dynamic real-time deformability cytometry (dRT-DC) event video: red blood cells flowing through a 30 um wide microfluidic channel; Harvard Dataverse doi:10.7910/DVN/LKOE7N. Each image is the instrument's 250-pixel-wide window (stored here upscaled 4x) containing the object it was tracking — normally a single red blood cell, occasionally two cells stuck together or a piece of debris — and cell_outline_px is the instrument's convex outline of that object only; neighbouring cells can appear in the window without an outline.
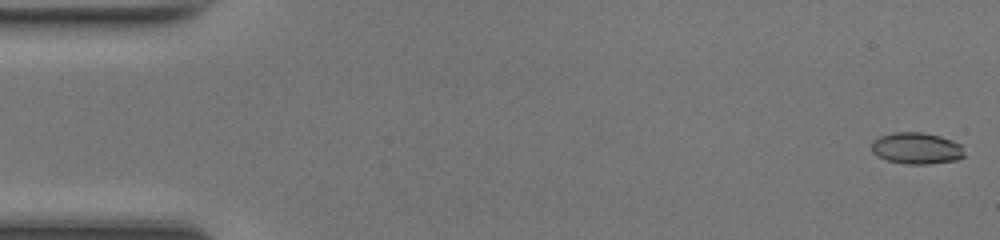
{"species": "common noctule bat (a hibernating species)", "species_latin": "Nyctalus noctula", "temperature_condition": "room temperature", "stored_images_in_passage": 48, "camera_frame_rate_fps": 3000, "um_per_image_px": 0.085, "animal": {"sex": "female", "body_mass_g": 17.0, "forearm_length_mm": 48.0}, "frame": {"image": 1, "passage_image": 1, "time_ms": 0.0, "image_size_px": [1000, 240], "cell_outline_px": [[964, 156], [956, 160], [928, 164], [904, 164], [888, 160], [872, 152], [872, 140], [880, 136], [896, 132], [924, 132], [940, 136], [952, 140], [960, 144], [964, 152]], "centroid_in_image_um": [77.91, 12.6], "position_along_channel_um": 7.1, "area_um2": 16.99}}
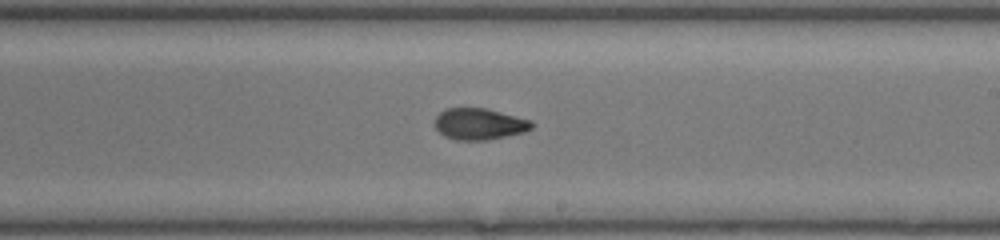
{"frame": {"image": 2, "passage_image": 28, "time_ms": 9.0, "image_size_px": [1000, 240], "cell_outline_px": [[532, 128], [524, 132], [488, 140], [456, 140], [444, 136], [436, 128], [436, 116], [444, 108], [488, 108], [532, 120]], "centroid_in_image_um": [40.75, 10.53], "position_along_channel_um": 248.2, "area_um2": 17.8}}
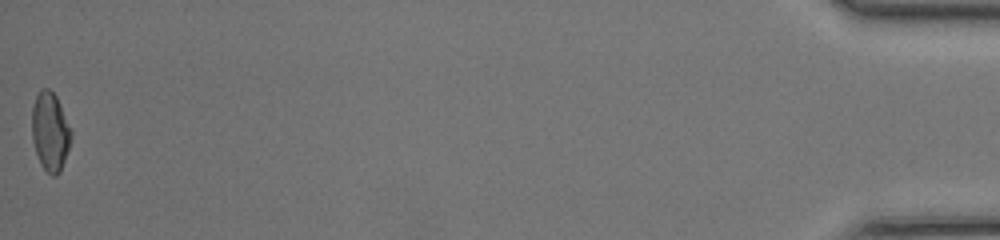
{"frame": {"image": 3, "passage_image": 48, "time_ms": 15.667, "image_size_px": [1000, 240], "cell_outline_px": [[72, 136], [60, 172], [56, 176], [52, 176], [40, 164], [32, 140], [32, 108], [36, 96], [44, 88], [48, 88], [56, 96], [60, 104], [72, 132]], "centroid_in_image_um": [4.26, 11.2], "position_along_channel_um": 430.9, "area_um2": 17.74}, "authors_computed_cell_mechanics": {"area_um2": 17.8024, "velocity_mm_per_s": 4.3521, "shape_relaxation_time_tau1_ms": 9.1413, "shape_relaxation_time_tau2_ms": 1.5559, "deformation_change_tau1": 0.2458, "deformation_change_tau2": 0.0661}}